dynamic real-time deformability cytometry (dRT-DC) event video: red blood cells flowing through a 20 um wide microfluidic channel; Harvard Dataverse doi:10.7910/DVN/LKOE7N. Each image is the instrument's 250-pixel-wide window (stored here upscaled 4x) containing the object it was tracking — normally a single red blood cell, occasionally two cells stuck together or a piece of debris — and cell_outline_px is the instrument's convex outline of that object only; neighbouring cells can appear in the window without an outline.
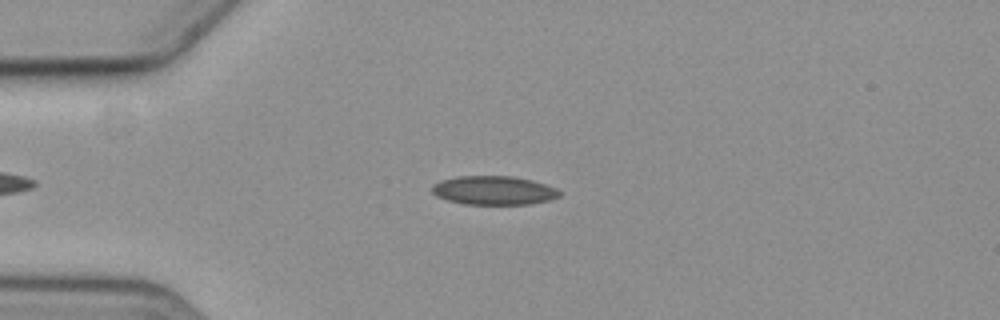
{"species": "common noctule bat (a hibernating species)", "species_latin": "Nyctalus noctula", "temperature_condition": "cold", "stored_images_in_passage": 5, "camera_frame_rate_fps": 3000, "um_per_image_px": 0.085, "animal": {"sex": "female", "body_mass_g": 19.3, "forearm_length_mm": 54.1}, "frame": {"image": 1, "passage_image": 4, "time_ms": 3.667, "image_size_px": [1000, 320], "cell_outline_px": [[560, 196], [548, 200], [528, 204], [464, 204], [448, 200], [436, 196], [432, 192], [432, 184], [440, 180], [456, 176], [512, 176], [532, 180], [556, 188], [560, 192]], "centroid_in_image_um": [41.93, 16.17], "position_along_channel_um": 43.1, "area_um2": 21.39}}